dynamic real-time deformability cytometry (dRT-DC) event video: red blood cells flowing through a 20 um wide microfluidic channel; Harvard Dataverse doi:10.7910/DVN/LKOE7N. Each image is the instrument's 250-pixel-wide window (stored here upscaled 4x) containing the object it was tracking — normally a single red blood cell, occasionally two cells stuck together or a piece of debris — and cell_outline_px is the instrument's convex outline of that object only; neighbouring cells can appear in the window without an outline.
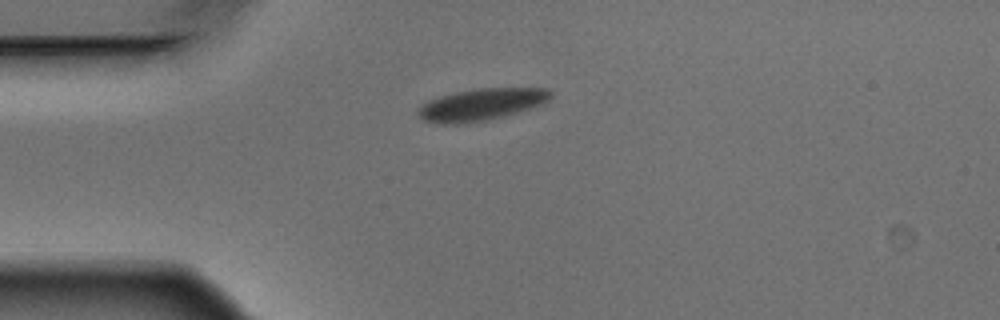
{"species": "Egyptian fruit bat (a non-hibernating species)", "species_latin": "Rousettus aegyptiacus", "temperature_condition": "warm", "stored_images_in_passage": 2, "camera_frame_rate_fps": 3000, "um_per_image_px": 0.085, "animal": {"sex": "male"}, "frame": {"image": 1, "passage_image": 1, "time_ms": 0.0, "image_size_px": [1000, 320], "cell_outline_px": [[552, 96], [548, 100], [540, 104], [516, 112], [484, 120], [452, 124], [444, 124], [424, 120], [416, 112], [416, 108], [420, 104], [428, 100], [440, 96], [472, 88], [548, 88], [552, 92]], "centroid_in_image_um": [40.86, 8.86], "position_along_channel_um": 44.1, "area_um2": 24.33}}